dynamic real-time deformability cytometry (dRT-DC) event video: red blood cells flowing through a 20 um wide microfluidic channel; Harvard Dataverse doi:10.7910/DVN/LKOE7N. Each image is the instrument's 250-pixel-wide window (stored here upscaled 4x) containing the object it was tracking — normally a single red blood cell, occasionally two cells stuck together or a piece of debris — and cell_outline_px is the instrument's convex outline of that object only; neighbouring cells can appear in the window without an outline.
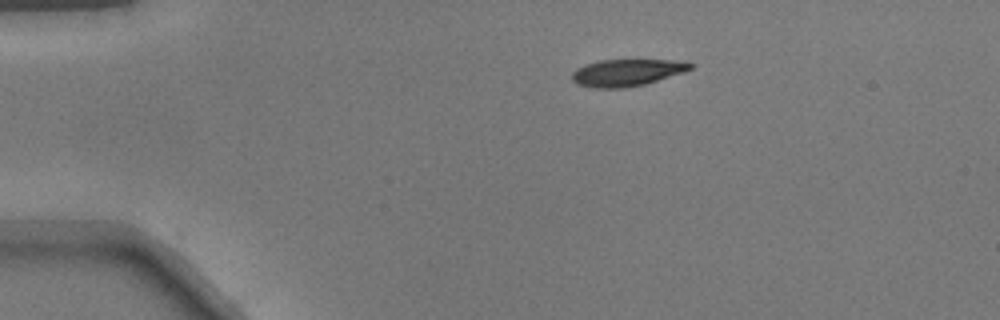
{"species": "common noctule bat (a hibernating species)", "species_latin": "Nyctalus noctula", "temperature_condition": "warm", "stored_images_in_passage": 41, "camera_frame_rate_fps": 3000, "um_per_image_px": 0.085, "animal": {"sex": "male", "body_mass_g": 17.9}, "frame": {"image": 1, "passage_image": 1, "time_ms": 0.0, "image_size_px": [1000, 320], "cell_outline_px": [[692, 68], [684, 72], [644, 84], [624, 88], [592, 88], [576, 84], [572, 80], [572, 72], [588, 64], [600, 60], [688, 60], [692, 64]], "centroid_in_image_um": [53.31, 6.17], "position_along_channel_um": 31.7, "area_um2": 18.5}}
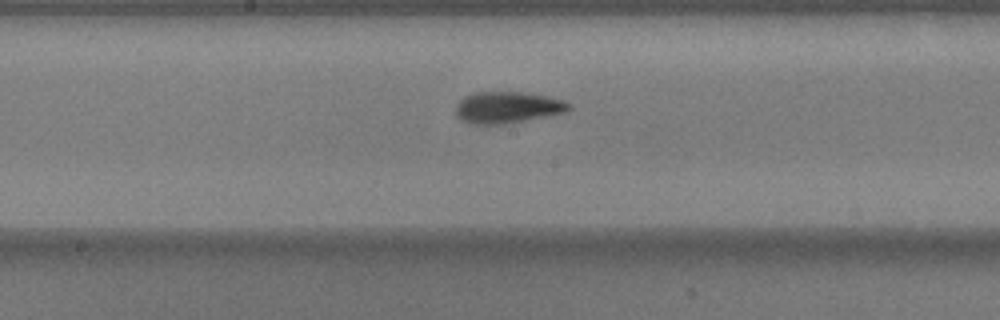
{"frame": {"image": 2, "passage_image": 18, "time_ms": 5.667, "image_size_px": [1000, 320], "cell_outline_px": [[572, 108], [564, 112], [548, 116], [508, 124], [468, 124], [460, 120], [456, 116], [456, 104], [464, 96], [472, 92], [520, 92], [548, 96], [564, 100], [572, 104]], "centroid_in_image_um": [43.12, 9.14], "position_along_channel_um": 205.1, "area_um2": 21.15}}
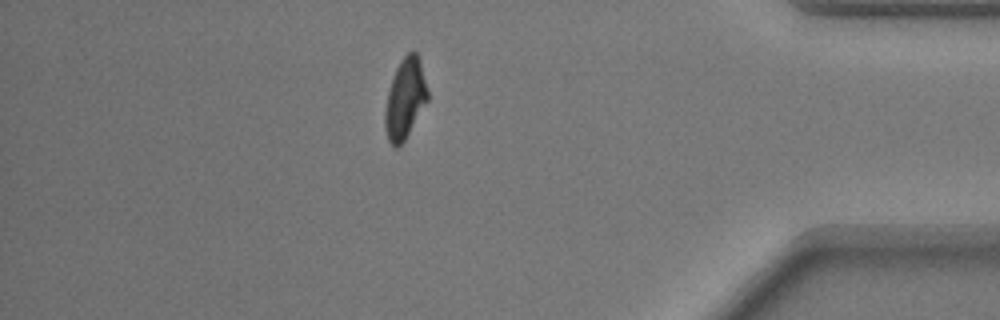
{"frame": {"image": 3, "passage_image": 35, "time_ms": 11.333, "image_size_px": [1000, 320], "cell_outline_px": [[428, 100], [404, 140], [396, 148], [392, 148], [388, 140], [384, 124], [384, 112], [388, 92], [392, 76], [400, 60], [408, 52], [416, 52], [420, 60], [428, 92]], "centroid_in_image_um": [34.41, 8.39], "position_along_channel_um": 400.8, "area_um2": 19.83}}